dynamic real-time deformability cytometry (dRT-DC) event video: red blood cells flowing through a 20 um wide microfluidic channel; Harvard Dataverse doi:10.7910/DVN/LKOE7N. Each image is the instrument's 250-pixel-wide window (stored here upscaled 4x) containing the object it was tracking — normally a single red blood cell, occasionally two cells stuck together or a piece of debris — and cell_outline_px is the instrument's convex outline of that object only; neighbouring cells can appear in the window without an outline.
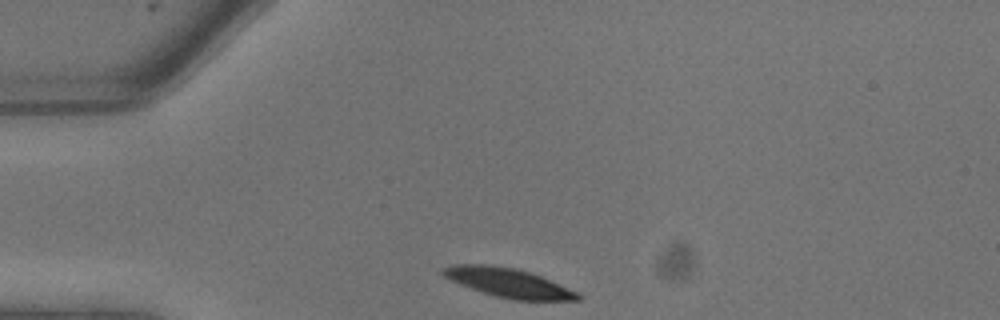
{"species": "common noctule bat (a hibernating species)", "species_latin": "Nyctalus noctula", "temperature_condition": "warm", "stored_images_in_passage": 4, "camera_frame_rate_fps": 3000, "um_per_image_px": 0.085, "animal": {"sex": "male", "body_mass_g": 13.3}, "frame": {"image": 1, "passage_image": 1, "time_ms": 0.0, "image_size_px": [1000, 320], "cell_outline_px": [[580, 300], [516, 300], [496, 296], [460, 284], [444, 276], [440, 272], [444, 268], [452, 264], [488, 264], [516, 268], [540, 276], [576, 292], [580, 296]], "centroid_in_image_um": [43.17, 24.02], "position_along_channel_um": 41.8, "area_um2": 22.31}}
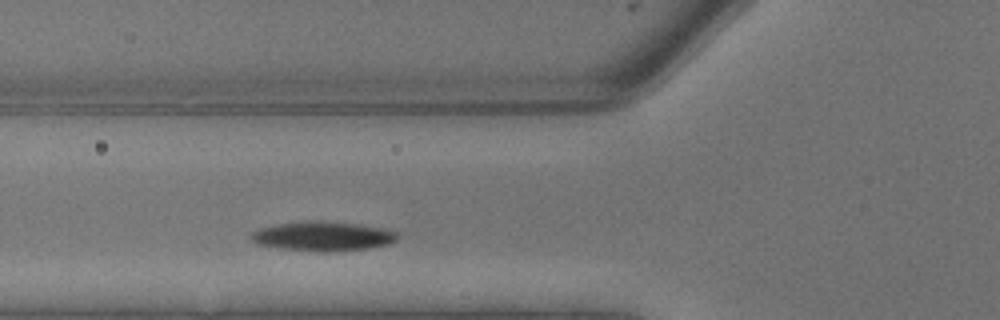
{"frame": {"image": 2, "passage_image": 4, "time_ms": 1.0, "image_size_px": [1000, 320], "cell_outline_px": [[400, 236], [396, 240], [388, 244], [368, 248], [324, 252], [320, 252], [284, 248], [256, 244], [252, 240], [252, 232], [260, 228], [276, 224], [308, 220], [316, 220], [360, 224], [388, 228], [396, 232]], "centroid_in_image_um": [27.49, 20.06], "position_along_channel_um": 98.3, "area_um2": 25.14}}